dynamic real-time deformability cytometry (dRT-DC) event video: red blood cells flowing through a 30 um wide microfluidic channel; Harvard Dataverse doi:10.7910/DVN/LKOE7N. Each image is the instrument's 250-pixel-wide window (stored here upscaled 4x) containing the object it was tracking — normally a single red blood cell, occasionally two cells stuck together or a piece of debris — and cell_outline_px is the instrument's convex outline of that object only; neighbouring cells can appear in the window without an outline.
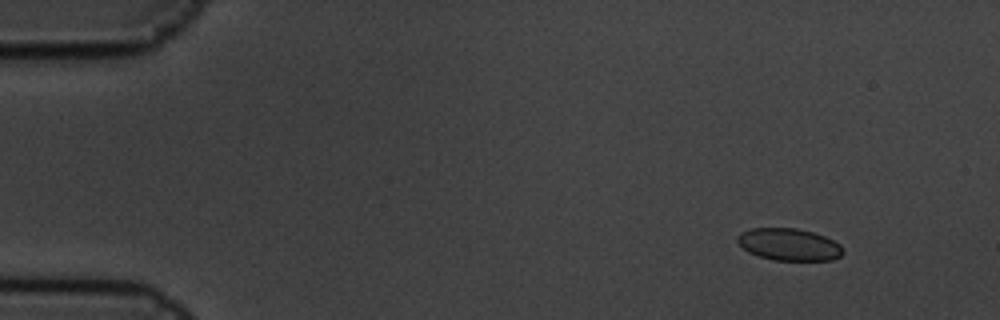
{"species": "common noctule bat (a hibernating species)", "species_latin": "Nyctalus noctula", "temperature_condition": "cold", "stored_images_in_passage": 10, "camera_frame_rate_fps": 3000, "um_per_image_px": 0.085, "animal": {"sex": "male", "body_mass_g": 19.5, "forearm_length_mm": 54.6}, "frame": {"image": 1, "passage_image": 1, "time_ms": 0.0, "image_size_px": [1000, 320], "cell_outline_px": [[844, 252], [840, 256], [832, 260], [772, 260], [748, 252], [736, 240], [736, 236], [740, 232], [752, 228], [796, 228], [812, 232], [824, 236], [840, 244], [844, 248]], "centroid_in_image_um": [67.06, 20.78], "position_along_channel_um": 17.9, "area_um2": 19.77}}
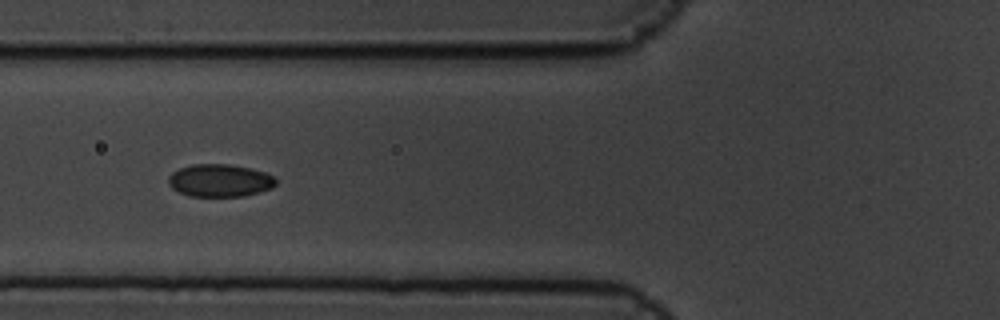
{"frame": {"image": 2, "passage_image": 6, "time_ms": 1.667, "image_size_px": [1000, 320], "cell_outline_px": [[276, 184], [272, 188], [260, 192], [244, 196], [188, 196], [172, 188], [168, 184], [168, 176], [172, 172], [180, 168], [192, 164], [228, 164], [252, 168], [276, 176]], "centroid_in_image_um": [18.7, 15.34], "position_along_channel_um": 107.1, "area_um2": 20.63}}
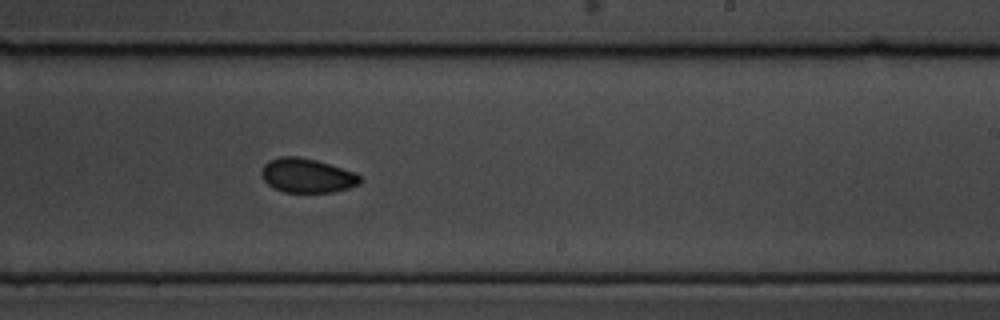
{"frame": {"image": 3, "passage_image": 10, "time_ms": 3.0, "image_size_px": [1000, 320], "cell_outline_px": [[360, 184], [348, 188], [332, 192], [284, 192], [272, 188], [260, 176], [260, 172], [264, 164], [268, 160], [280, 156], [296, 156], [316, 160], [356, 172], [360, 176]], "centroid_in_image_um": [26.07, 14.92], "position_along_channel_um": 262.9, "area_um2": 19.83}}